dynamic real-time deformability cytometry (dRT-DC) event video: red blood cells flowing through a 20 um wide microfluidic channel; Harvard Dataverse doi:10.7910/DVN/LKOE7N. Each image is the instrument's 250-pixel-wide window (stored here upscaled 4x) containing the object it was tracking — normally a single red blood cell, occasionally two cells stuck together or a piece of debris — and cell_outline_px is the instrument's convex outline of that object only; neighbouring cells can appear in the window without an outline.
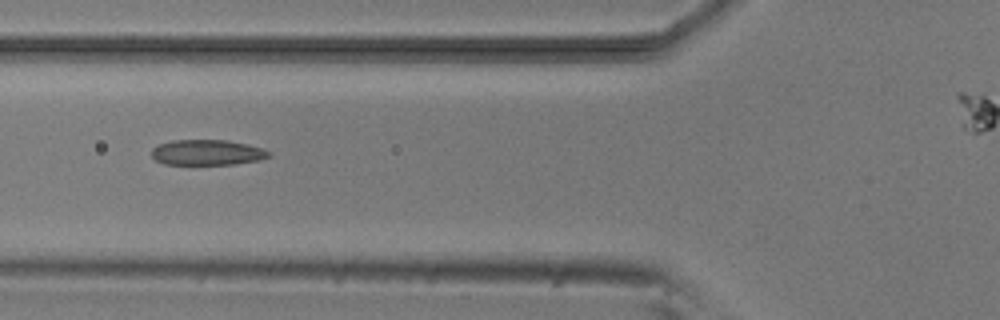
{"species": "common noctule bat (a hibernating species)", "species_latin": "Nyctalus noctula", "temperature_condition": "room temperature", "stored_images_in_passage": 9, "camera_frame_rate_fps": 3000, "um_per_image_px": 0.085, "animal": {"sex": "male", "body_mass_g": 20.5, "forearm_length_mm": 52.5}, "frame": {"image": 1, "passage_image": 6, "time_ms": 5.667, "image_size_px": [1000, 320], "cell_outline_px": [[272, 156], [260, 160], [232, 164], [164, 164], [156, 160], [152, 156], [152, 148], [160, 144], [172, 140], [228, 140], [248, 144], [264, 148]], "centroid_in_image_um": [17.64, 12.95], "position_along_channel_um": 108.2, "area_um2": 17.4}}
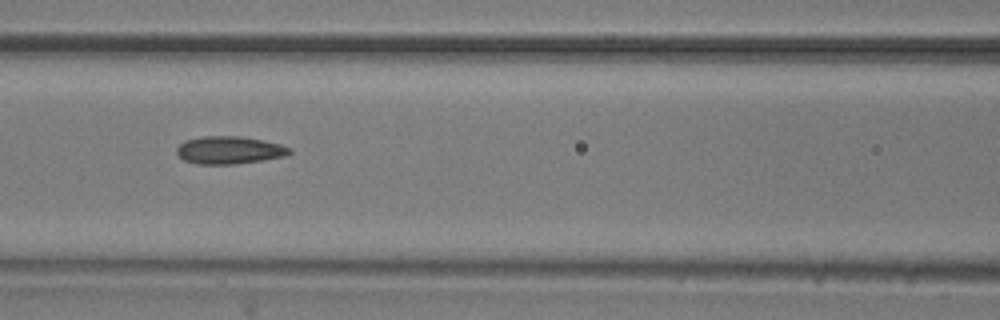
{"frame": {"image": 2, "passage_image": 7, "time_ms": 6.667, "image_size_px": [1000, 320], "cell_outline_px": [[292, 152], [284, 156], [260, 160], [232, 164], [200, 164], [184, 160], [176, 152], [176, 148], [184, 140], [204, 136], [240, 136], [264, 140], [280, 144], [292, 148]], "centroid_in_image_um": [19.49, 12.74], "position_along_channel_um": 147.1, "area_um2": 18.09}}
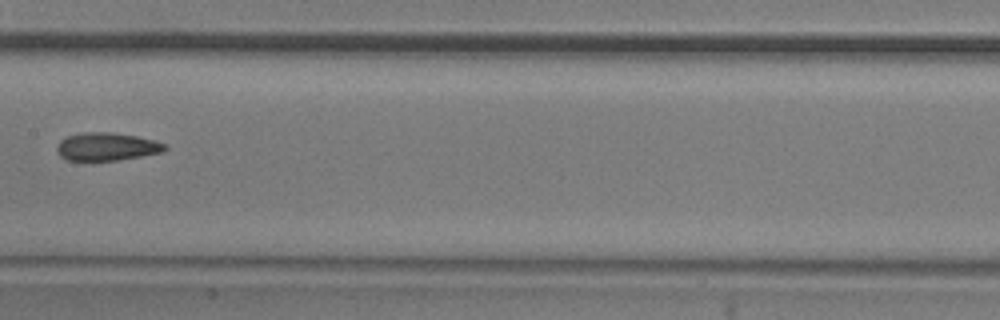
{"frame": {"image": 3, "passage_image": 8, "time_ms": 8.0, "image_size_px": [1000, 320], "cell_outline_px": [[168, 148], [164, 152], [116, 160], [64, 160], [56, 152], [56, 148], [60, 140], [68, 136], [80, 132], [112, 132], [136, 136], [156, 140], [168, 144]], "centroid_in_image_um": [9.09, 12.45], "position_along_channel_um": 198.3, "area_um2": 17.8}}